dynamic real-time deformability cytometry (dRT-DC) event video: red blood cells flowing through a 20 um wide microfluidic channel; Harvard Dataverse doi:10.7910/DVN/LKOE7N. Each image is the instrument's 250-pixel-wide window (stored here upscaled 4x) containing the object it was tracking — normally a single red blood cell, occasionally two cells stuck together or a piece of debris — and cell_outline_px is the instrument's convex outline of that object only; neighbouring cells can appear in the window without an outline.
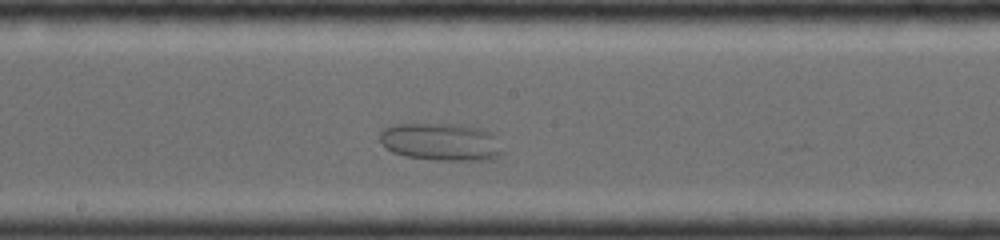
{"species": "common noctule bat (a hibernating species)", "species_latin": "Nyctalus noctula", "temperature_condition": "room temperature", "stored_images_in_passage": 27, "camera_frame_rate_fps": 4000, "um_per_image_px": 0.085, "animal": {"sex": "female", "body_mass_g": 19.0, "forearm_length_mm": 56.7}, "frame": {"image": 1, "passage_image": 22, "time_ms": 5.25, "image_size_px": [1000, 240], "cell_outline_px": [[500, 156], [484, 160], [436, 160], [404, 156], [392, 152], [380, 140], [380, 132], [384, 128], [396, 124], [460, 124], [496, 132], [500, 152]], "centroid_in_image_um": [37.5, 12.05], "position_along_channel_um": 210.7, "area_um2": 26.88}}